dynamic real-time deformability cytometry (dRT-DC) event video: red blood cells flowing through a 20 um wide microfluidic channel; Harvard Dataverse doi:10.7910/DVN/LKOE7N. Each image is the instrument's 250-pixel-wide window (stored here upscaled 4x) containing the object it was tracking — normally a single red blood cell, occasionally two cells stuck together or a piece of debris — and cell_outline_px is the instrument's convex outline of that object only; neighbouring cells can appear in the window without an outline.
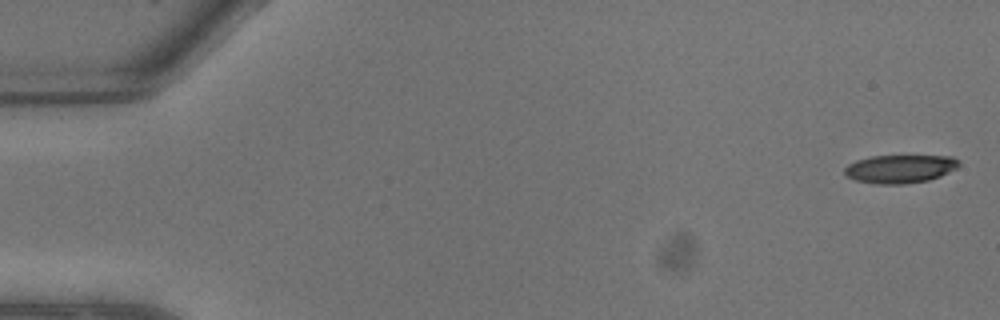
{"species": "common noctule bat (a hibernating species)", "species_latin": "Nyctalus noctula", "temperature_condition": "warm", "stored_images_in_passage": 10, "camera_frame_rate_fps": 3000, "um_per_image_px": 0.085, "animal": {"sex": "male", "body_mass_g": 13.3}, "frame": {"image": 1, "passage_image": 1, "time_ms": 0.0, "image_size_px": [1000, 320], "cell_outline_px": [[960, 164], [956, 168], [940, 176], [928, 180], [904, 184], [876, 184], [856, 180], [848, 176], [844, 172], [844, 168], [848, 164], [856, 160], [872, 156], [952, 156], [960, 160]], "centroid_in_image_um": [76.51, 14.35], "position_along_channel_um": 8.5, "area_um2": 18.79}}
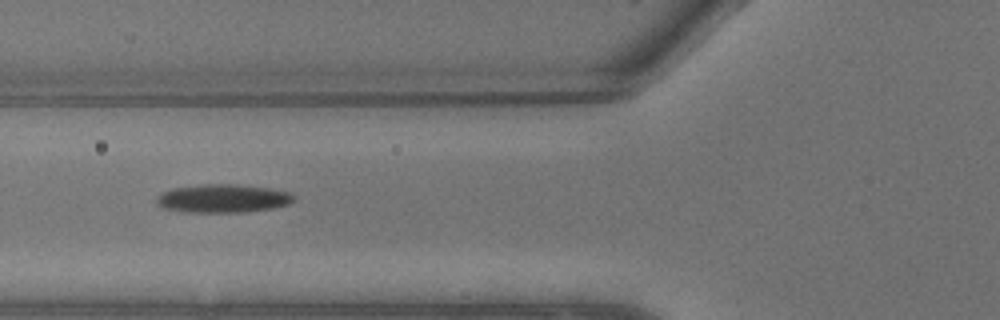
{"frame": {"image": 2, "passage_image": 9, "time_ms": 2.667, "image_size_px": [1000, 320], "cell_outline_px": [[296, 200], [292, 204], [276, 208], [248, 212], [180, 212], [164, 208], [156, 204], [156, 196], [172, 188], [208, 184], [236, 184], [268, 188], [292, 192], [296, 196]], "centroid_in_image_um": [19.02, 16.88], "position_along_channel_um": 106.8, "area_um2": 23.12}}
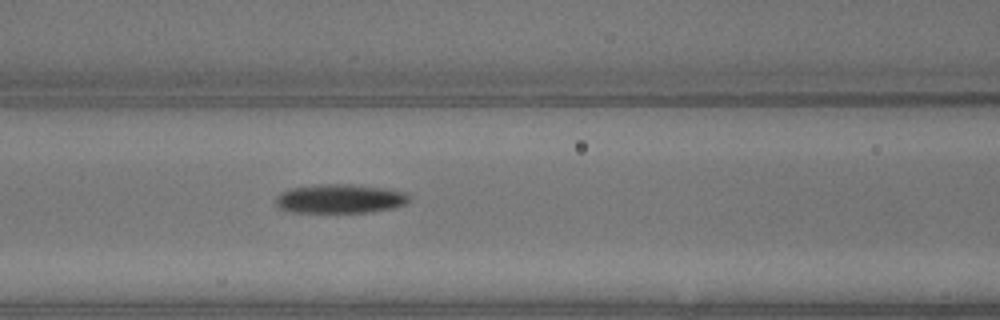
{"frame": {"image": 3, "passage_image": 10, "time_ms": 3.0, "image_size_px": [1000, 320], "cell_outline_px": [[408, 200], [404, 204], [392, 208], [368, 212], [292, 212], [276, 208], [276, 196], [280, 192], [288, 188], [320, 184], [352, 184], [384, 188], [404, 192], [408, 196]], "centroid_in_image_um": [28.81, 16.88], "position_along_channel_um": 137.8, "area_um2": 22.6}}